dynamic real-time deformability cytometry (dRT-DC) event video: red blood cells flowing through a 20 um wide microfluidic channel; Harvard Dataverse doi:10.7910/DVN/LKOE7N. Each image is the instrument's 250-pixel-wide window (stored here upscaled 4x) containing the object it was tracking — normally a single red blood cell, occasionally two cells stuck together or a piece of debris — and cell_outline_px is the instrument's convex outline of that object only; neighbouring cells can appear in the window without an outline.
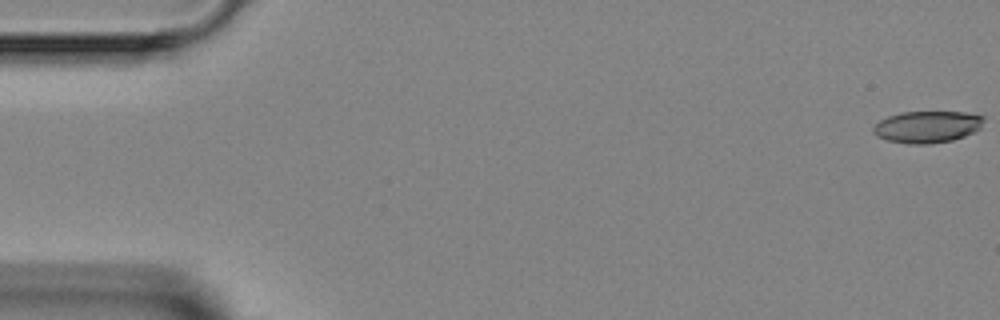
{"species": "Egyptian fruit bat (a non-hibernating species)", "species_latin": "Rousettus aegyptiacus", "temperature_condition": "room temperature", "stored_images_in_passage": 6, "segment_of_instrument_passage": [1, 2], "camera_frame_rate_fps": 3000, "um_per_image_px": 0.085, "animal": {"sex": "female"}, "frame": {"image": 1, "passage_image": 1, "time_ms": 0.0, "image_size_px": [1000, 320], "cell_outline_px": [[984, 120], [980, 128], [964, 136], [952, 140], [928, 144], [908, 144], [888, 140], [876, 136], [872, 132], [872, 128], [880, 120], [888, 116], [900, 112], [964, 112], [984, 116]], "centroid_in_image_um": [78.79, 10.78], "position_along_channel_um": 6.2, "area_um2": 20.46}}
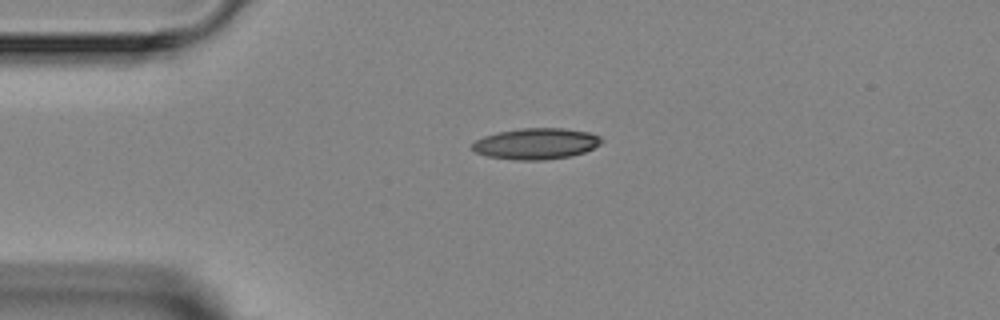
{"frame": {"image": 2, "passage_image": 4, "time_ms": 3.667, "image_size_px": [1000, 320], "cell_outline_px": [[604, 140], [600, 144], [584, 152], [572, 156], [544, 160], [516, 160], [488, 156], [476, 152], [472, 148], [472, 144], [476, 140], [484, 136], [496, 132], [520, 128], [564, 128], [588, 132], [600, 136]], "centroid_in_image_um": [45.58, 12.21], "position_along_channel_um": 39.4, "area_um2": 23.47}}